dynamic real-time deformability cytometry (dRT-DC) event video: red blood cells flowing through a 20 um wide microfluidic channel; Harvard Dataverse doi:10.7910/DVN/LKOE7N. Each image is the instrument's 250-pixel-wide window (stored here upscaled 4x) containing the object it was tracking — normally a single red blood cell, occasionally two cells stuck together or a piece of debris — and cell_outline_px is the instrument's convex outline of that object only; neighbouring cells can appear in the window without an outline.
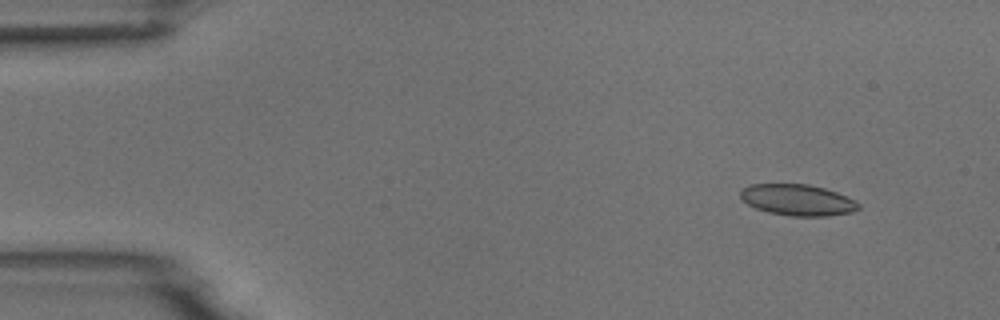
{"species": "common noctule bat (a hibernating species)", "species_latin": "Nyctalus noctula", "temperature_condition": "room temperature", "stored_images_in_passage": 6, "camera_frame_rate_fps": 3000, "um_per_image_px": 0.085, "animal": {"sex": "male", "body_mass_g": 18.8}, "frame": {"image": 1, "passage_image": 2, "time_ms": 1.0, "image_size_px": [1000, 320], "cell_outline_px": [[860, 208], [852, 212], [828, 216], [792, 216], [768, 212], [756, 208], [748, 204], [740, 196], [740, 192], [748, 184], [808, 184], [824, 188], [836, 192], [856, 200], [860, 204]], "centroid_in_image_um": [67.82, 17.0], "position_along_channel_um": 17.2, "area_um2": 21.44}}
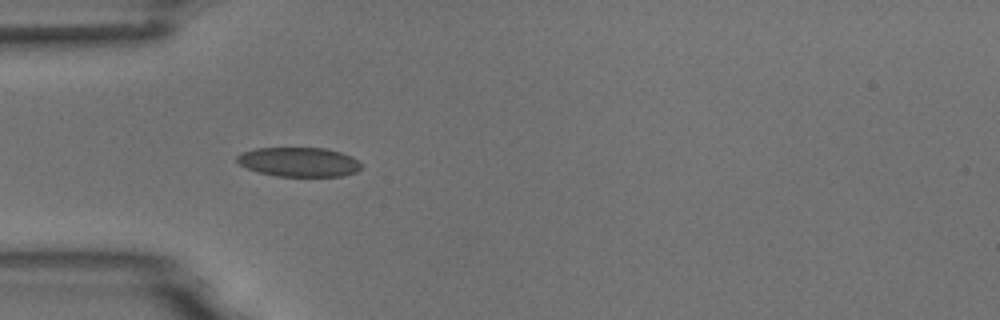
{"frame": {"image": 2, "passage_image": 5, "time_ms": 4.667, "image_size_px": [1000, 320], "cell_outline_px": [[364, 168], [356, 172], [344, 176], [276, 176], [260, 172], [248, 168], [240, 164], [236, 160], [236, 156], [240, 152], [256, 148], [328, 148], [352, 156]], "centroid_in_image_um": [25.43, 13.76], "position_along_channel_um": 59.6, "area_um2": 21.33}}